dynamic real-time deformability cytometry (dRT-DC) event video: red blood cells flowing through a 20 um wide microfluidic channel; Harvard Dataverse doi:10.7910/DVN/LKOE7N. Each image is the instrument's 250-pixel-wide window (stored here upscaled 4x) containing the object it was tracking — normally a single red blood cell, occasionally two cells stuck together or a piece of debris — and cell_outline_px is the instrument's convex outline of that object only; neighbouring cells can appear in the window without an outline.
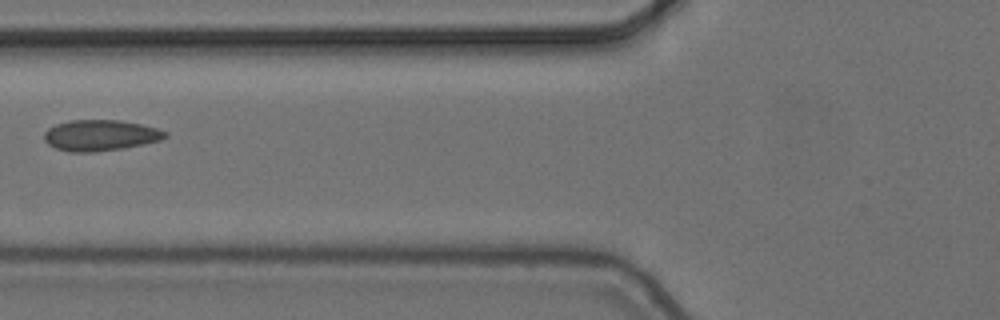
{"species": "common noctule bat (a hibernating species)", "species_latin": "Nyctalus noctula", "temperature_condition": "cold", "stored_images_in_passage": 3, "camera_frame_rate_fps": 3000, "um_per_image_px": 0.085, "animal": {"sex": "female", "body_mass_g": 24.6, "forearm_length_mm": 56.2}, "frame": {"image": 1, "passage_image": 2, "time_ms": 0.333, "image_size_px": [1000, 320], "cell_outline_px": [[168, 136], [160, 140], [144, 144], [124, 148], [92, 152], [68, 152], [56, 148], [48, 144], [44, 140], [44, 132], [48, 128], [56, 124], [68, 120], [120, 120], [140, 124], [156, 128], [168, 132]], "centroid_in_image_um": [8.51, 11.5], "position_along_channel_um": 117.3, "area_um2": 21.91}}
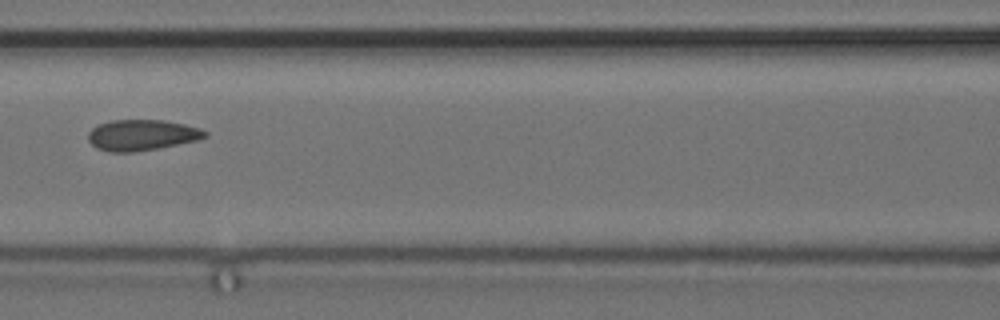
{"frame": {"image": 2, "passage_image": 3, "time_ms": 0.667, "image_size_px": [1000, 320], "cell_outline_px": [[208, 136], [196, 140], [156, 148], [132, 152], [108, 152], [96, 148], [88, 140], [88, 132], [92, 128], [100, 124], [112, 120], [164, 120], [184, 124], [200, 128], [208, 132]], "centroid_in_image_um": [12.04, 11.47], "position_along_channel_um": 154.6, "area_um2": 20.87}}